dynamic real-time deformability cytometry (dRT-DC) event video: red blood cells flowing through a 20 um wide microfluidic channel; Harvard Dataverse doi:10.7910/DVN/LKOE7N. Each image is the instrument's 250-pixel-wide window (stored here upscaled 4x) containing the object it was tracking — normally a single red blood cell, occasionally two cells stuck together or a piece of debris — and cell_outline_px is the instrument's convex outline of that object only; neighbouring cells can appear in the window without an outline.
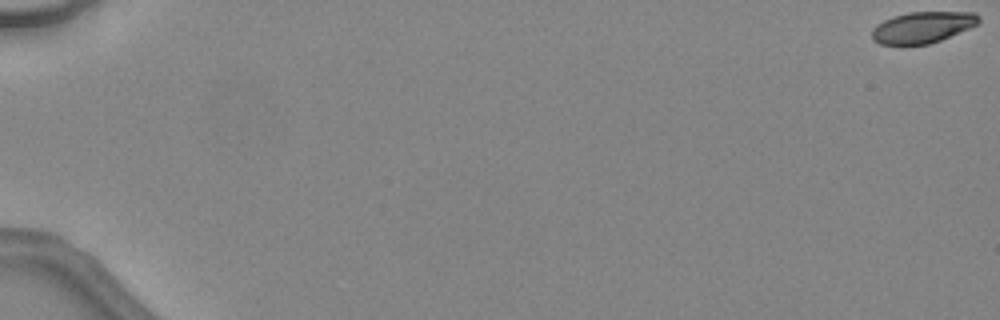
{"species": "common noctule bat (a hibernating species)", "species_latin": "Nyctalus noctula", "temperature_condition": "warm", "stored_images_in_passage": 27, "camera_frame_rate_fps": 3000, "um_per_image_px": 0.085, "animal": {"sex": "female", "body_mass_g": 24.6, "forearm_length_mm": 56.2}, "frame": {"image": 1, "passage_image": 1, "time_ms": 0.0, "image_size_px": [1000, 320], "cell_outline_px": [[980, 20], [976, 24], [968, 28], [940, 40], [928, 44], [880, 44], [872, 40], [872, 28], [876, 24], [892, 16], [908, 12], [976, 12], [980, 16]], "centroid_in_image_um": [78.38, 2.31], "position_along_channel_um": 6.6, "area_um2": 19.36}}
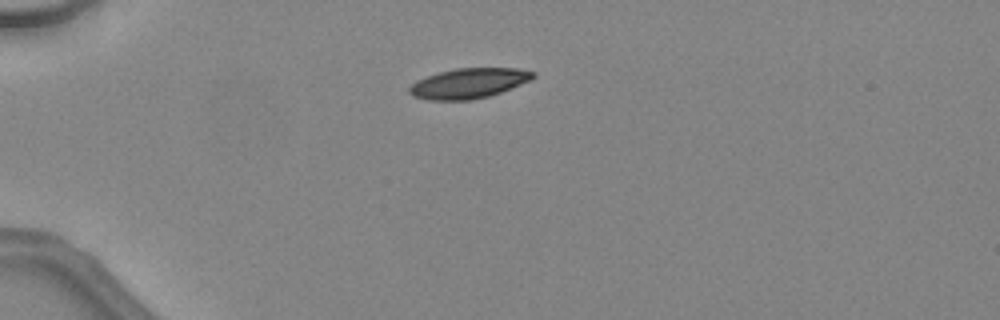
{"frame": {"image": 2, "passage_image": 15, "time_ms": 4.667, "image_size_px": [1000, 320], "cell_outline_px": [[536, 76], [532, 80], [500, 92], [488, 96], [472, 100], [428, 100], [412, 96], [408, 92], [408, 88], [416, 80], [440, 72], [456, 68], [516, 68], [536, 72]], "centroid_in_image_um": [39.84, 7.08], "position_along_channel_um": 45.2, "area_um2": 21.73}}
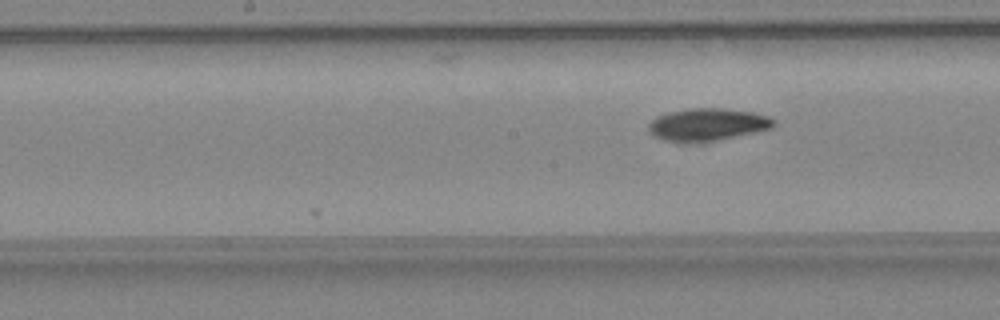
{"frame": {"image": 3, "passage_image": 27, "time_ms": 8.667, "image_size_px": [1000, 320], "cell_outline_px": [[776, 124], [772, 128], [756, 132], [720, 140], [680, 144], [676, 144], [660, 140], [652, 136], [648, 132], [648, 124], [656, 116], [664, 112], [684, 108], [728, 108], [752, 112], [772, 116], [776, 120]], "centroid_in_image_um": [60.08, 10.6], "position_along_channel_um": 188.1, "area_um2": 24.8}}